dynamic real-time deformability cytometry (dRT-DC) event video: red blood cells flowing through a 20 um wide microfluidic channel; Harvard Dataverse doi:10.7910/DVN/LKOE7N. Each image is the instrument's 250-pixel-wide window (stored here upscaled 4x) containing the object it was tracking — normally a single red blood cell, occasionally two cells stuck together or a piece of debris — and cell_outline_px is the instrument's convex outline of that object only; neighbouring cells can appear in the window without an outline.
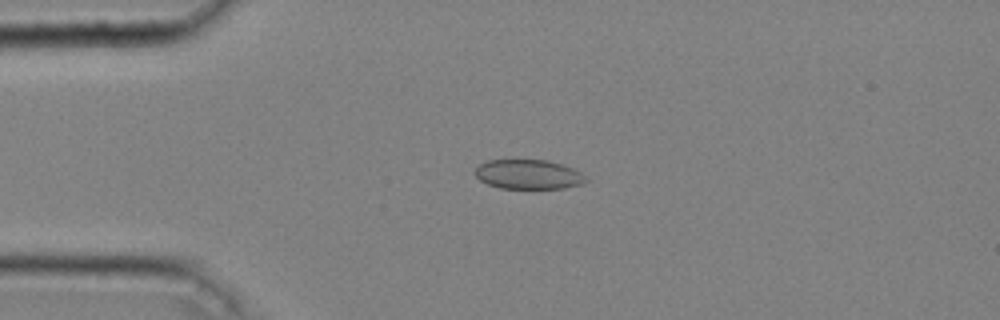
{"species": "common noctule bat (a hibernating species)", "species_latin": "Nyctalus noctula", "temperature_condition": "cold", "stored_images_in_passage": 48, "camera_frame_rate_fps": 3000, "um_per_image_px": 0.085, "animal": {"sex": "male", "body_mass_g": 20.4}, "frame": {"image": 1, "passage_image": 12, "time_ms": 3.667, "image_size_px": [1000, 320], "cell_outline_px": [[588, 180], [584, 184], [564, 188], [500, 188], [488, 184], [480, 180], [472, 172], [480, 164], [488, 160], [548, 160], [572, 168], [580, 172]], "centroid_in_image_um": [44.9, 14.82], "position_along_channel_um": 40.1, "area_um2": 19.02}}
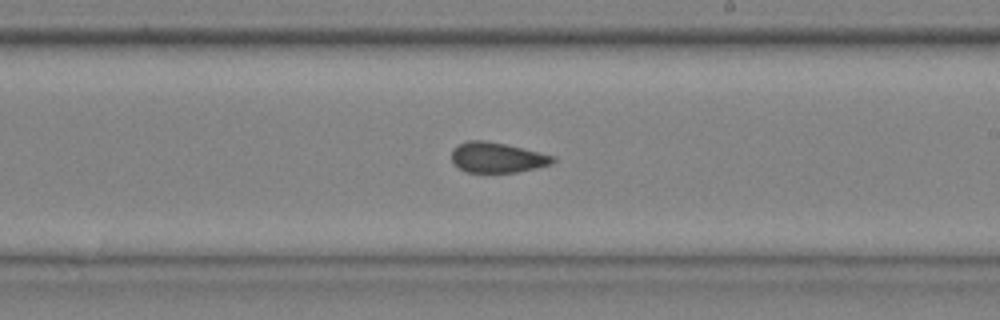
{"frame": {"image": 2, "passage_image": 29, "time_ms": 9.333, "image_size_px": [1000, 320], "cell_outline_px": [[556, 160], [552, 164], [536, 168], [516, 172], [468, 172], [452, 164], [452, 148], [456, 144], [468, 140], [484, 140], [504, 144], [556, 156]], "centroid_in_image_um": [42.23, 13.38], "position_along_channel_um": 246.8, "area_um2": 17.92}}
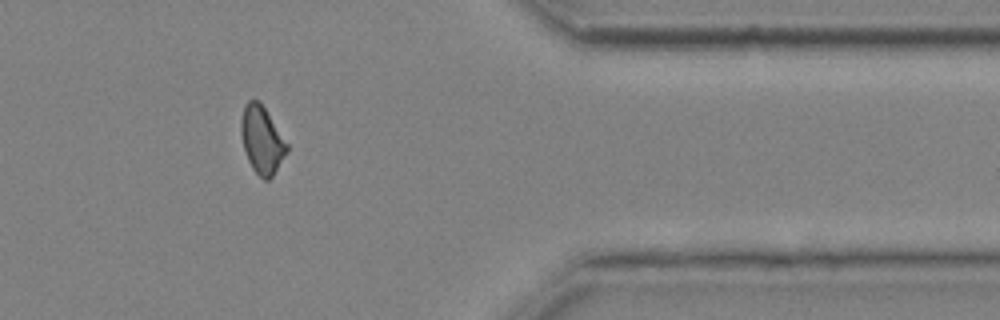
{"frame": {"image": 3, "passage_image": 41, "time_ms": 13.333, "image_size_px": [1000, 320], "cell_outline_px": [[288, 152], [272, 176], [268, 180], [264, 180], [252, 168], [248, 160], [244, 148], [240, 132], [240, 120], [244, 104], [248, 100], [260, 100], [288, 144]], "centroid_in_image_um": [22.25, 11.86], "position_along_channel_um": 389.1, "area_um2": 18.09}, "authors_computed_cell_mechanics": {"area_um2": 18.5538, "velocity_mm_per_s": 4.0691, "shape_relaxation_time_tau1_ms": null, "shape_relaxation_time_tau2_ms": 4.6574, "deformation_change_tau1": null, "deformation_change_tau2": 0.0904}}